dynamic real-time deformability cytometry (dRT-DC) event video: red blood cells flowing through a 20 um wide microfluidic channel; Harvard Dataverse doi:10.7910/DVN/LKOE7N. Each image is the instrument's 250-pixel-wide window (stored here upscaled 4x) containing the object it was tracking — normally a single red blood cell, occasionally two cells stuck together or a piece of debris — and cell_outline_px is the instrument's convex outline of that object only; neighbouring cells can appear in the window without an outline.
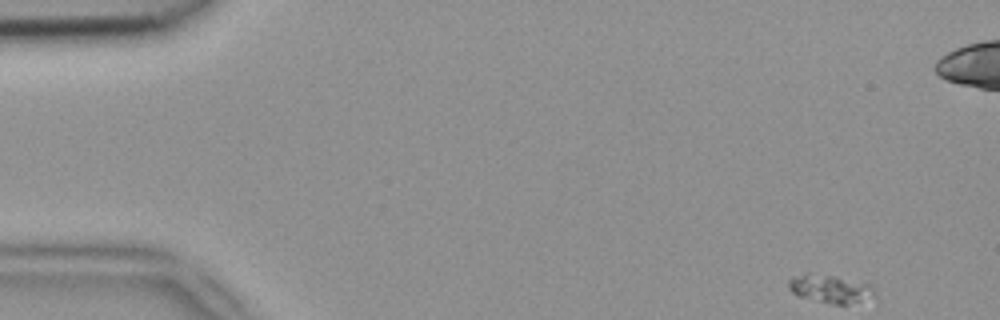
{"species": "common noctule bat (a hibernating species)", "species_latin": "Nyctalus noctula", "temperature_condition": "room temperature", "stored_images_in_passage": 52, "camera_frame_rate_fps": 3000, "um_per_image_px": 0.085, "animal": {"sex": "female", "body_mass_g": 18.4}, "frame": {"image": 1, "passage_image": 1, "time_ms": 0.0, "image_size_px": [1000, 320], "cell_outline_px": [[872, 296], [848, 304], [832, 304], [796, 296], [788, 288], [788, 280], [808, 272], [812, 272], [872, 284]], "centroid_in_image_um": [70.48, 24.54], "position_along_channel_um": 14.5, "area_um2": 13.81}}
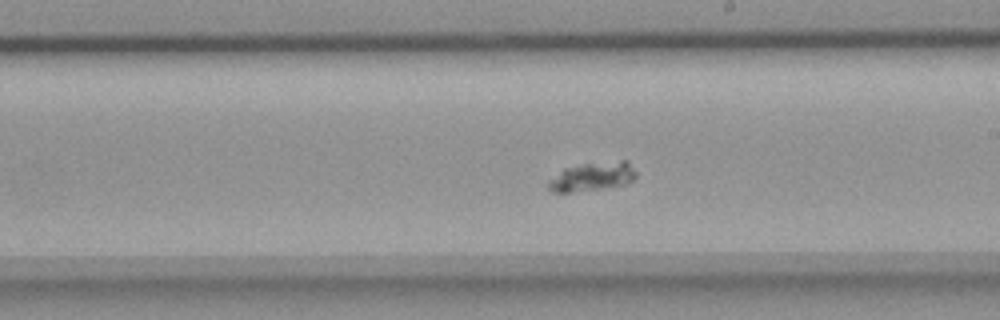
{"frame": {"image": 2, "passage_image": 28, "time_ms": 9.0, "image_size_px": [1000, 320], "cell_outline_px": [[636, 176], [632, 180], [624, 184], [568, 192], [552, 192], [548, 188], [548, 180], [564, 168], [584, 164], [620, 160], [628, 160], [636, 172]], "centroid_in_image_um": [50.34, 14.99], "position_along_channel_um": 238.7, "area_um2": 14.33}}
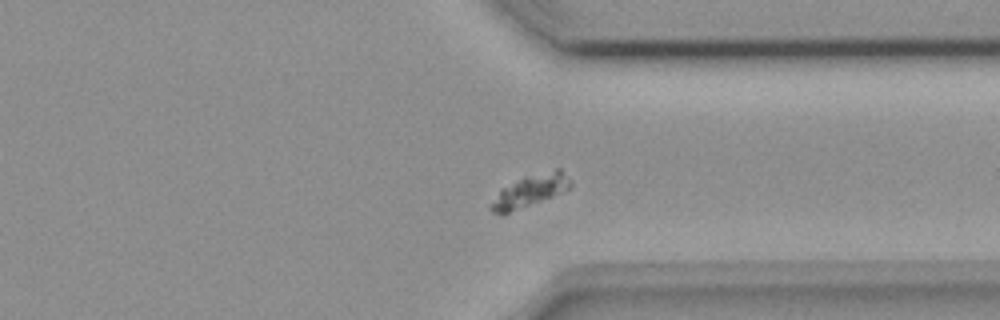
{"frame": {"image": 3, "passage_image": 38, "time_ms": 12.333, "image_size_px": [1000, 320], "cell_outline_px": [[572, 188], [508, 212], [492, 212], [488, 208], [500, 188], [524, 176], [556, 168], [560, 168], [572, 180]], "centroid_in_image_um": [45.09, 16.15], "position_along_channel_um": 366.3, "area_um2": 14.62}}